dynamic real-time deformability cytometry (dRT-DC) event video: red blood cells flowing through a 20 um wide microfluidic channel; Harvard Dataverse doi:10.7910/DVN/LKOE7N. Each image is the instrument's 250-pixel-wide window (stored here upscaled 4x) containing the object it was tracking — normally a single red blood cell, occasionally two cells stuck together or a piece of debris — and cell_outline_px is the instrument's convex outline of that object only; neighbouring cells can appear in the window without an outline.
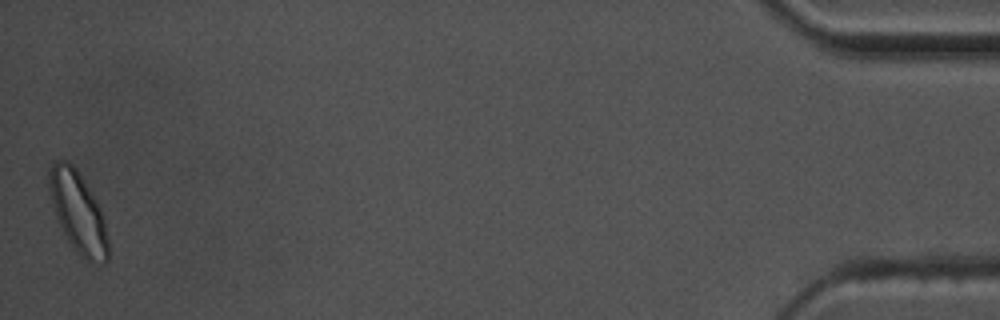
{"species": "common noctule bat (a hibernating species)", "species_latin": "Nyctalus noctula", "temperature_condition": "warm", "stored_images_in_passage": 56, "camera_frame_rate_fps": 3000, "um_per_image_px": 0.085, "animal": {"sex": "male", "body_mass_g": 17.5, "forearm_length_mm": 52.3}, "frame": {"image": 1, "passage_image": 56, "time_ms": 18.333, "image_size_px": [1000, 320], "cell_outline_px": [[108, 260], [104, 264], [84, 260], [72, 248], [56, 216], [48, 188], [48, 172], [52, 164], [56, 160], [68, 160], [76, 168], [96, 200], [100, 208], [104, 220], [108, 240]], "centroid_in_image_um": [6.63, 18.05], "position_along_channel_um": 428.6, "area_um2": 27.74}, "authors_computed_cell_mechanics": {"area_um2": 19.0451, "velocity_mm_per_s": 3.6246, "shape_relaxation_time_tau1_ms": 5.5868, "shape_relaxation_time_tau2_ms": 2.1031, "deformation_change_tau1": 0.0947, "deformation_change_tau2": 0.0794}}